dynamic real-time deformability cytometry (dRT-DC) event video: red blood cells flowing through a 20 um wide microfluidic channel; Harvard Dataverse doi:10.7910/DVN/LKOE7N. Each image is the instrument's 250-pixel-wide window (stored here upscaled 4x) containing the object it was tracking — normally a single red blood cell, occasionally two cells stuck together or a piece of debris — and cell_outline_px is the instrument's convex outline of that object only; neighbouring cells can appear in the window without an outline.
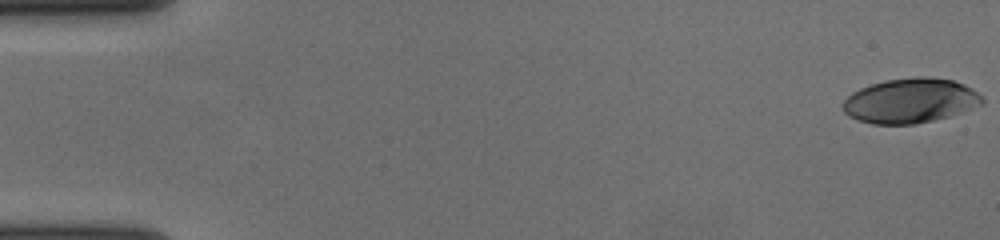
{"species": "human", "species_latin": "Homo sapiens", "temperature_condition": "cold", "stored_images_in_passage": 58, "camera_frame_rate_fps": 3000, "um_per_image_px": 0.085, "donor": {"sex": "female"}, "frame": {"image": 1, "passage_image": 1, "time_ms": 0.0, "image_size_px": [1000, 240], "cell_outline_px": [[984, 104], [948, 116], [916, 124], [872, 124], [848, 116], [840, 108], [840, 104], [852, 92], [860, 88], [884, 80], [916, 76], [924, 76], [952, 80], [964, 84], [972, 88], [984, 96]], "centroid_in_image_um": [77.37, 8.55], "position_along_channel_um": 7.6, "area_um2": 36.53}}
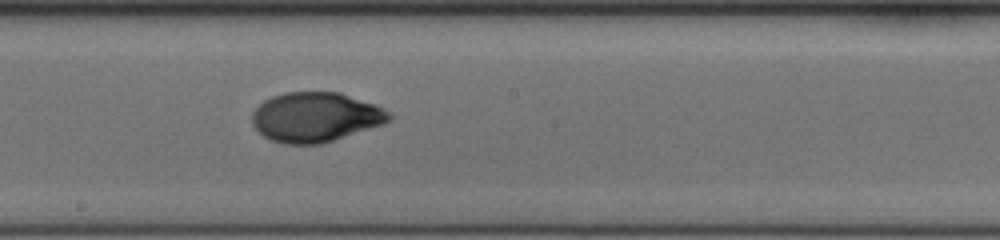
{"frame": {"image": 2, "passage_image": 33, "time_ms": 10.667, "image_size_px": [1000, 240], "cell_outline_px": [[392, 120], [384, 124], [320, 144], [284, 144], [272, 140], [264, 136], [252, 124], [252, 112], [264, 100], [272, 96], [284, 92], [340, 92], [372, 104], [388, 112], [392, 116]], "centroid_in_image_um": [26.79, 9.95], "position_along_channel_um": 221.4, "area_um2": 39.36}}
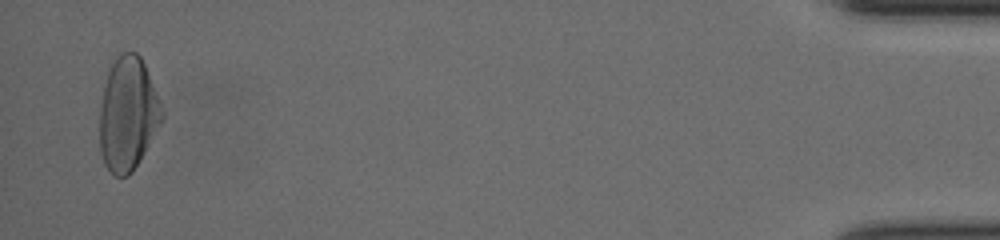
{"frame": {"image": 3, "passage_image": 57, "time_ms": 18.667, "image_size_px": [1000, 240], "cell_outline_px": [[164, 116], [144, 152], [132, 172], [128, 176], [116, 176], [104, 164], [100, 152], [100, 108], [104, 84], [108, 72], [116, 56], [120, 52], [136, 52], [140, 56], [144, 64], [164, 112]], "centroid_in_image_um": [10.85, 9.68], "position_along_channel_um": 424.4, "area_um2": 40.69}, "authors_computed_cell_mechanics": {"area_um2": 39.1884, "velocity_mm_per_s": 3.6172, "shape_relaxation_time_tau1_ms": 5.2547, "shape_relaxation_time_tau2_ms": 1.4716, "deformation_change_tau1": 0.2133, "deformation_change_tau2": 0.0426}}